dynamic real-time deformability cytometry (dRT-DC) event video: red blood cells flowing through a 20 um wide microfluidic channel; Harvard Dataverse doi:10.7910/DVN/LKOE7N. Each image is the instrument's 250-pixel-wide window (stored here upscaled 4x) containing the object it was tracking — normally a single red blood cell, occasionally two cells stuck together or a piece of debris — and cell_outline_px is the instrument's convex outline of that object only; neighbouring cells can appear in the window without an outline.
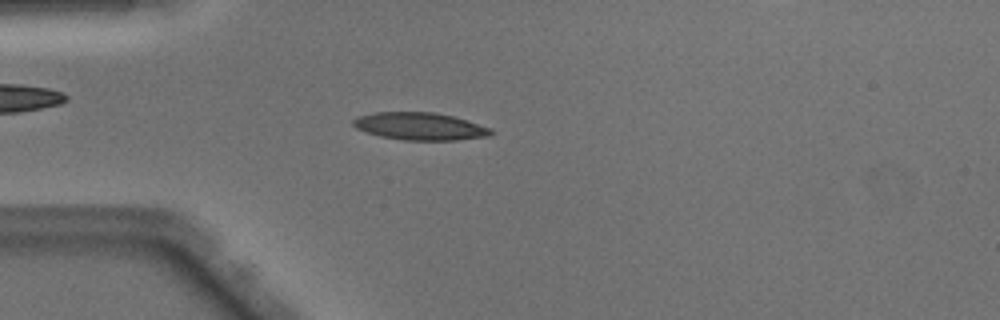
{"species": "Egyptian fruit bat (a non-hibernating species)", "species_latin": "Rousettus aegyptiacus", "temperature_condition": "warm", "stored_images_in_passage": 50, "camera_frame_rate_fps": 3000, "um_per_image_px": 0.085, "animal": {"sex": "male"}, "frame": {"image": 1, "passage_image": 13, "time_ms": 4.0, "image_size_px": [1000, 320], "cell_outline_px": [[496, 132], [492, 136], [456, 140], [404, 140], [380, 136], [356, 128], [352, 124], [352, 120], [356, 116], [376, 112], [432, 112], [452, 116], [468, 120], [492, 128]], "centroid_in_image_um": [35.74, 10.73], "position_along_channel_um": 49.3, "area_um2": 22.25}}
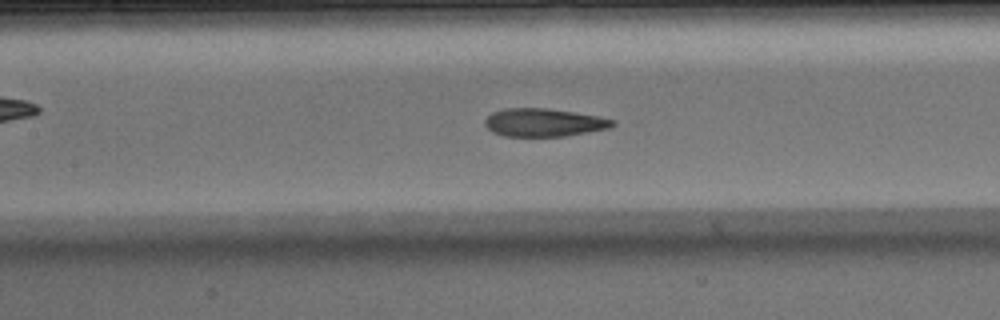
{"frame": {"image": 2, "passage_image": 22, "time_ms": 7.0, "image_size_px": [1000, 320], "cell_outline_px": [[616, 124], [612, 128], [564, 136], [504, 136], [492, 132], [484, 124], [484, 120], [492, 112], [504, 108], [548, 108], [600, 116], [616, 120]], "centroid_in_image_um": [46.26, 10.41], "position_along_channel_um": 161.1, "area_um2": 21.1}}
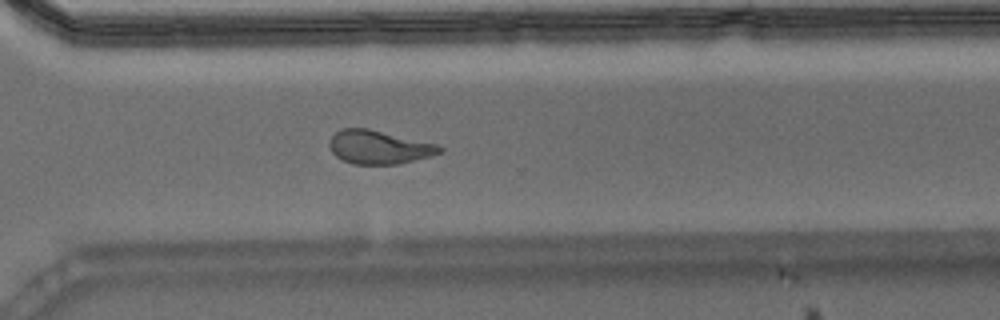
{"frame": {"image": 3, "passage_image": 35, "time_ms": 11.333, "image_size_px": [1000, 320], "cell_outline_px": [[444, 148], [440, 152], [428, 156], [396, 164], [352, 164], [336, 156], [332, 152], [328, 144], [332, 136], [340, 128], [368, 128], [440, 144]], "centroid_in_image_um": [32.2, 12.49], "position_along_channel_um": 338.4, "area_um2": 21.5}, "authors_computed_cell_mechanics": {"area_um2": 21.5883, "velocity_mm_per_s": 4.1036, "shape_relaxation_time_tau1_ms": 5.1339, "shape_relaxation_time_tau2_ms": 1.8089, "deformation_change_tau1": 0.221, "deformation_change_tau2": 0.1108}}